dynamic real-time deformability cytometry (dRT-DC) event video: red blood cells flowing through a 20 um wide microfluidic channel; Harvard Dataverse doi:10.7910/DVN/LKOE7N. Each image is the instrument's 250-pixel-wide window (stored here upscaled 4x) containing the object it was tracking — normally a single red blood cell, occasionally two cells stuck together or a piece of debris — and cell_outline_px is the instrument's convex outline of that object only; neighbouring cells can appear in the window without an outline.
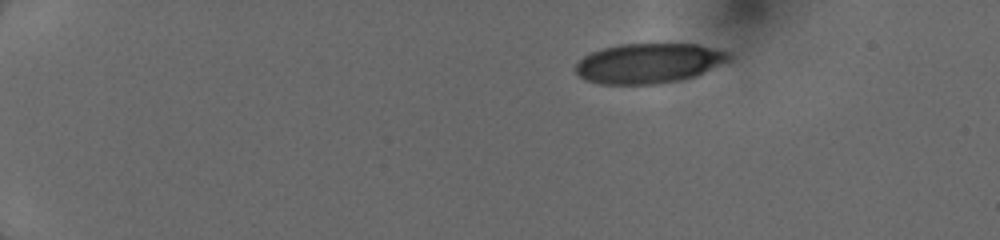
{"species": "human", "species_latin": "Homo sapiens", "temperature_condition": "cold", "stored_images_in_passage": 5, "camera_frame_rate_fps": 3000, "um_per_image_px": 0.085, "donor": {"sex": "female"}, "frame": {"image": 1, "passage_image": 1, "time_ms": 0.0, "image_size_px": [1000, 240], "cell_outline_px": [[732, 60], [696, 76], [680, 80], [656, 84], [600, 84], [584, 80], [576, 72], [576, 64], [584, 56], [592, 52], [604, 48], [620, 44], [696, 44], [728, 52], [732, 56]], "centroid_in_image_um": [55.17, 5.38], "position_along_channel_um": 29.8, "area_um2": 35.72}}
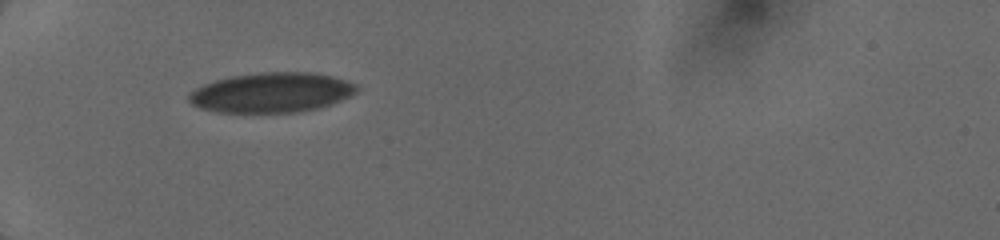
{"frame": {"image": 2, "passage_image": 4, "time_ms": 3.0, "image_size_px": [1000, 240], "cell_outline_px": [[360, 88], [356, 92], [332, 104], [316, 108], [296, 112], [216, 112], [200, 108], [192, 104], [188, 100], [188, 96], [196, 88], [204, 84], [216, 80], [232, 76], [260, 72], [316, 72], [332, 76], [356, 84]], "centroid_in_image_um": [23.09, 7.86], "position_along_channel_um": 61.9, "area_um2": 38.84}}